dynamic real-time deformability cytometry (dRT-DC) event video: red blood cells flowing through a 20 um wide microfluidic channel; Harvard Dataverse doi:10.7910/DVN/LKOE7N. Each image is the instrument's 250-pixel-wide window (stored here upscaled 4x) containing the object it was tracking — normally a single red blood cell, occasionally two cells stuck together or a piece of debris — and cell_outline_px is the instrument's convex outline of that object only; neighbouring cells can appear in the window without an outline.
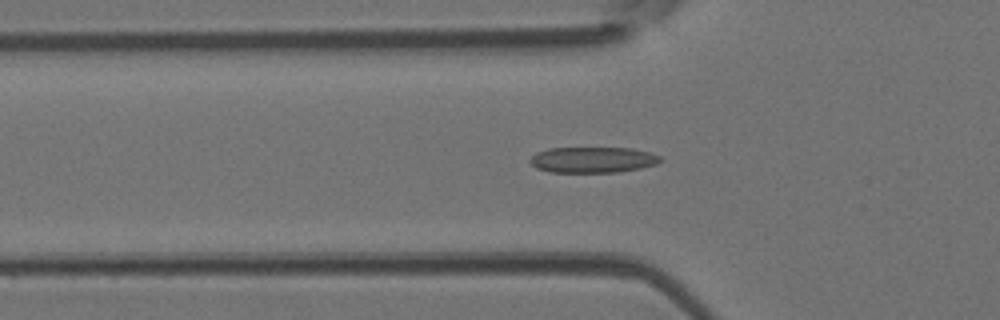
{"species": "Egyptian fruit bat (a non-hibernating species)", "species_latin": "Rousettus aegyptiacus", "temperature_condition": "room temperature", "stored_images_in_passage": 42, "camera_frame_rate_fps": 3000, "um_per_image_px": 0.085, "animal": {"sex": "female"}, "frame": {"image": 1, "passage_image": 9, "time_ms": 2.667, "image_size_px": [1000, 320], "cell_outline_px": [[664, 160], [656, 164], [640, 168], [620, 172], [548, 172], [536, 168], [528, 160], [536, 152], [548, 148], [632, 148], [652, 152], [660, 156]], "centroid_in_image_um": [50.4, 13.58], "position_along_channel_um": 75.4, "area_um2": 19.83}}
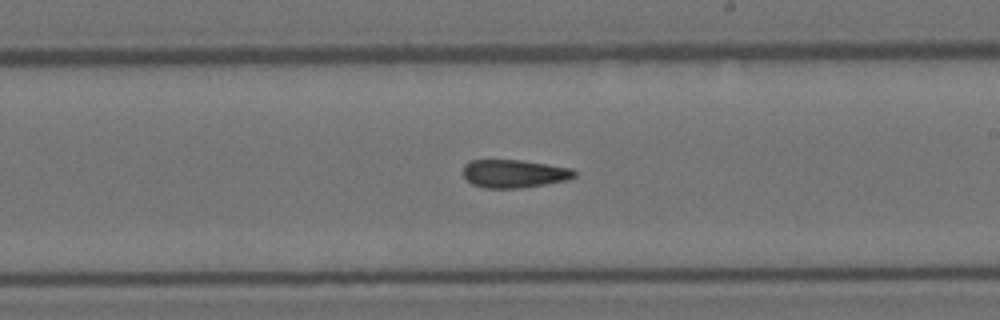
{"frame": {"image": 2, "passage_image": 21, "time_ms": 6.667, "image_size_px": [1000, 320], "cell_outline_px": [[576, 176], [568, 180], [520, 188], [484, 188], [472, 184], [464, 176], [464, 164], [472, 160], [520, 160], [572, 168], [576, 172]], "centroid_in_image_um": [43.71, 14.76], "position_along_channel_um": 245.3, "area_um2": 18.15}}
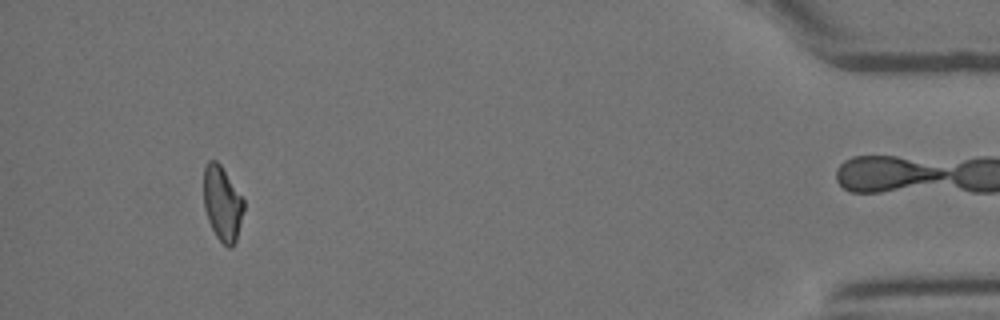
{"frame": {"image": 3, "passage_image": 38, "time_ms": 12.333, "image_size_px": [1000, 320], "cell_outline_px": [[244, 208], [236, 240], [232, 248], [228, 248], [216, 236], [208, 220], [204, 208], [204, 168], [208, 160], [216, 160], [220, 164], [244, 200]], "centroid_in_image_um": [18.89, 17.3], "position_along_channel_um": 416.3, "area_um2": 17.28}, "authors_computed_cell_mechanics": {"area_um2": 18.6405, "velocity_mm_per_s": 4.2253, "shape_relaxation_time_tau1_ms": null, "shape_relaxation_time_tau2_ms": 4.6242, "deformation_change_tau1": null, "deformation_change_tau2": 0.136}}